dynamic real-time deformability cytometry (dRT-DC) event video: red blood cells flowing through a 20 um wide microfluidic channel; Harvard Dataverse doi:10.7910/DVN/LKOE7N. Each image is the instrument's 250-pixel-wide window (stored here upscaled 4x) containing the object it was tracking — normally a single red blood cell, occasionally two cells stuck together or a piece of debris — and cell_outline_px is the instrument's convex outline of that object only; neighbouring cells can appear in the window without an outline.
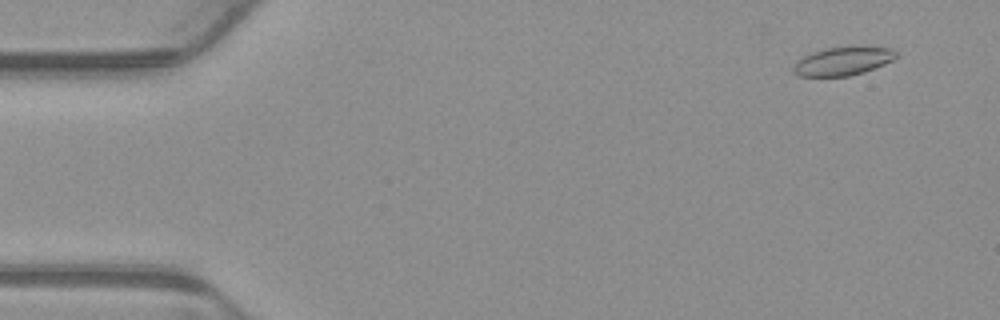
{"species": "common noctule bat (a hibernating species)", "species_latin": "Nyctalus noctula", "temperature_condition": "warm", "stored_images_in_passage": 5, "camera_frame_rate_fps": 3000, "um_per_image_px": 0.085, "animal": {"sex": "male", "body_mass_g": 23.1, "forearm_length_mm": 52.7}, "frame": {"image": 1, "passage_image": 2, "time_ms": 0.333, "image_size_px": [1000, 320], "cell_outline_px": [[896, 56], [892, 60], [884, 64], [864, 72], [848, 76], [800, 76], [792, 72], [792, 68], [804, 56], [812, 52], [828, 48], [860, 44], [892, 48], [896, 52]], "centroid_in_image_um": [71.7, 5.16], "position_along_channel_um": 13.3, "area_um2": 17.28}}
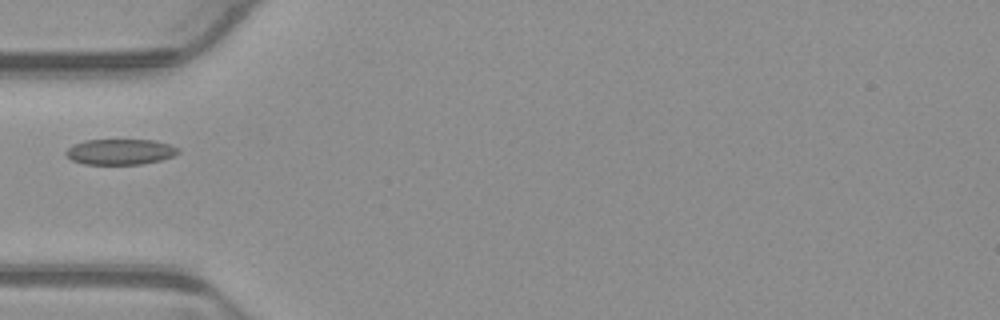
{"frame": {"image": 2, "passage_image": 5, "time_ms": 1.333, "image_size_px": [1000, 320], "cell_outline_px": [[180, 152], [172, 156], [160, 160], [140, 164], [84, 164], [72, 160], [64, 152], [72, 144], [84, 140], [152, 140], [168, 144], [180, 148]], "centroid_in_image_um": [10.2, 12.9], "position_along_channel_um": 74.8, "area_um2": 16.7}}